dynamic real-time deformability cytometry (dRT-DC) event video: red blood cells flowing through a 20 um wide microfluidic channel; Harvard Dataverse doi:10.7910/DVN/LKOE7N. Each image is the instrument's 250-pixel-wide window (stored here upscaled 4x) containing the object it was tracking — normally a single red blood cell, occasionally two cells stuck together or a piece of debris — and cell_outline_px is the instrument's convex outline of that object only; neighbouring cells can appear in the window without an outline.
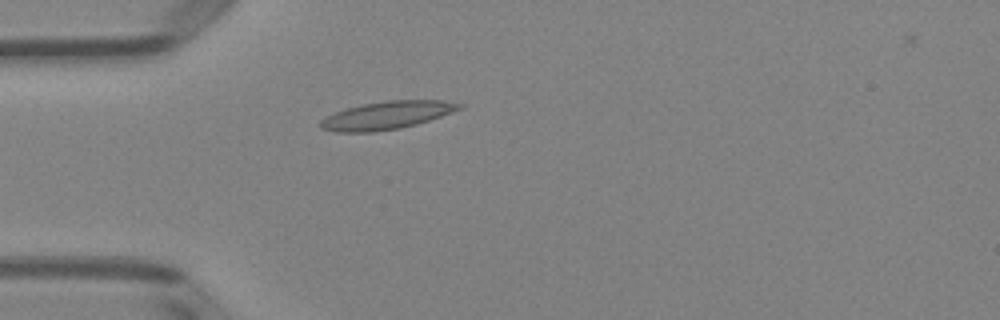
{"species": "Egyptian fruit bat (a non-hibernating species)", "species_latin": "Rousettus aegyptiacus", "temperature_condition": "room temperature", "stored_images_in_passage": 39, "camera_frame_rate_fps": 3000, "um_per_image_px": 0.085, "animal": {"sex": "female"}, "frame": {"image": 1, "passage_image": 2, "time_ms": 0.333, "image_size_px": [1000, 320], "cell_outline_px": [[464, 108], [416, 124], [400, 128], [372, 132], [336, 132], [320, 128], [320, 120], [336, 112], [348, 108], [364, 104], [388, 100], [444, 100], [464, 104]], "centroid_in_image_um": [32.91, 9.8], "position_along_channel_um": 52.1, "area_um2": 22.37}}
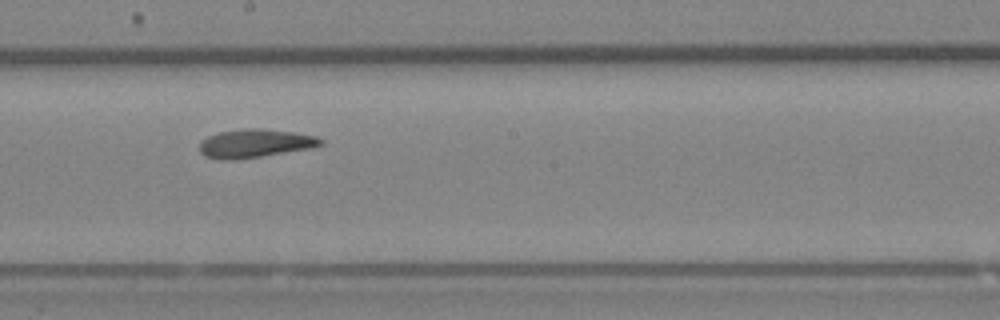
{"frame": {"image": 2, "passage_image": 16, "time_ms": 5.0, "image_size_px": [1000, 320], "cell_outline_px": [[324, 144], [312, 148], [260, 156], [232, 160], [220, 160], [204, 156], [200, 152], [200, 144], [208, 136], [220, 132], [248, 128], [260, 128], [292, 132], [316, 136], [324, 140]], "centroid_in_image_um": [21.69, 12.19], "position_along_channel_um": 226.5, "area_um2": 19.94}}
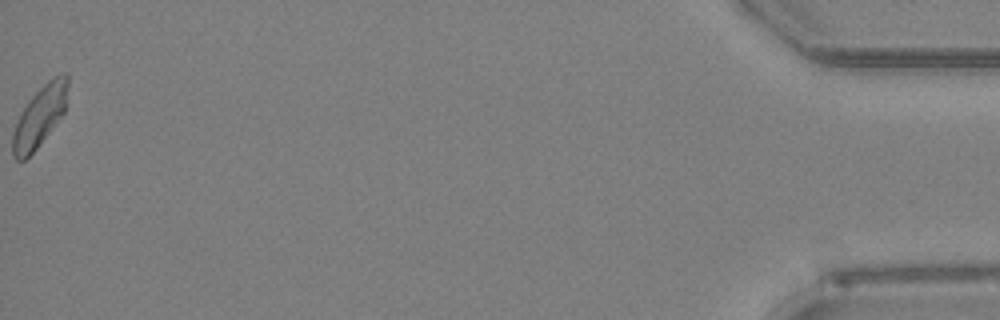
{"frame": {"image": 3, "passage_image": 39, "time_ms": 12.667, "image_size_px": [1000, 320], "cell_outline_px": [[68, 84], [64, 112], [36, 148], [24, 160], [16, 160], [12, 156], [12, 132], [20, 112], [28, 100], [48, 80], [60, 72], [64, 72], [68, 76]], "centroid_in_image_um": [3.35, 9.87], "position_along_channel_um": 431.9, "area_um2": 19.31}, "authors_computed_cell_mechanics": {"area_um2": 19.652, "velocity_mm_per_s": 3.9464, "shape_relaxation_time_tau1_ms": null, "shape_relaxation_time_tau2_ms": 5.6044, "deformation_change_tau1": null, "deformation_change_tau2": 0.1151}}